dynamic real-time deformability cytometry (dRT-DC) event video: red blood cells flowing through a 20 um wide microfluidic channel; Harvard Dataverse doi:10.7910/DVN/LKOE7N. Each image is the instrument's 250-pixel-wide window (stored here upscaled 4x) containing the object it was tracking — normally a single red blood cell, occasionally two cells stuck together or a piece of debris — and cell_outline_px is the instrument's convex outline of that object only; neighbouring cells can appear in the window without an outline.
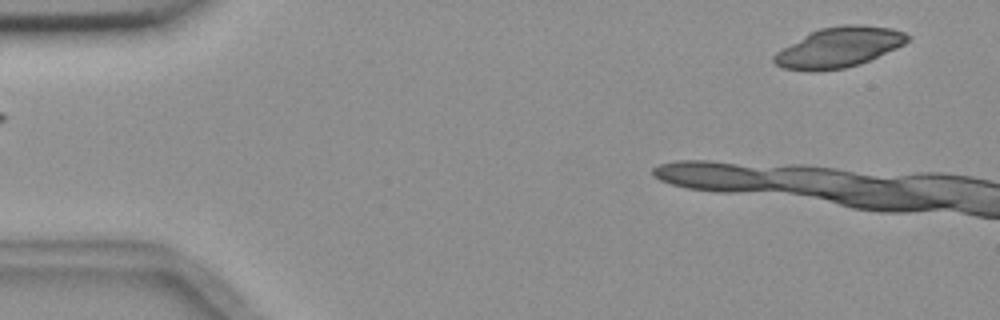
{"species": "common noctule bat (a hibernating species)", "species_latin": "Nyctalus noctula", "temperature_condition": "room temperature", "stored_images_in_passage": 4, "segment_of_instrument_passage": [2, 2], "camera_frame_rate_fps": 3000, "um_per_image_px": 0.085, "animal": {"sex": "female", "body_mass_g": 18.4}, "frame": {"image": 1, "passage_image": 4, "time_ms": 3.667, "image_size_px": [1000, 320], "cell_outline_px": [[912, 36], [904, 44], [896, 48], [860, 64], [844, 68], [816, 72], [808, 72], [780, 68], [772, 60], [772, 56], [776, 52], [804, 36], [820, 28], [844, 24], [860, 24], [892, 28], [904, 32]], "centroid_in_image_um": [71.3, 4.04], "position_along_channel_um": 13.7, "area_um2": 31.33}}